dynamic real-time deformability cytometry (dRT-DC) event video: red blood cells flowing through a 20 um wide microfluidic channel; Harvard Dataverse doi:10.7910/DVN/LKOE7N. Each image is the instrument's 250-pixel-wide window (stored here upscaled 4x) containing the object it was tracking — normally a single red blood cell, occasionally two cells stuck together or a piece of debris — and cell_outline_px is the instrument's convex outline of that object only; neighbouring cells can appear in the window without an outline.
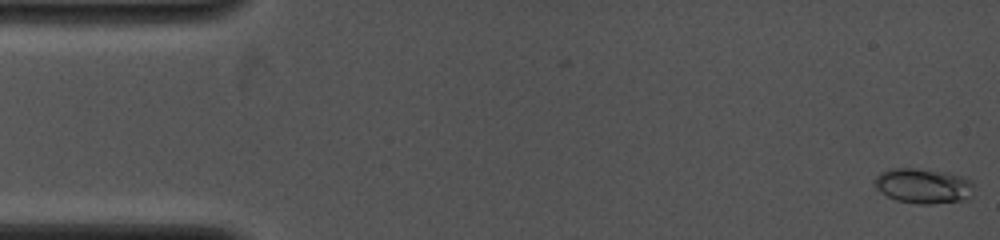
{"species": "common noctule bat (a hibernating species)", "species_latin": "Nyctalus noctula", "temperature_condition": "cold", "stored_images_in_passage": 46, "camera_frame_rate_fps": 4000, "um_per_image_px": 0.085, "animal": {"sex": "female", "body_mass_g": 19.0, "forearm_length_mm": 53.3}, "frame": {"image": 1, "passage_image": 1, "time_ms": 0.0, "image_size_px": [1000, 240], "cell_outline_px": [[972, 196], [968, 200], [932, 204], [916, 204], [896, 200], [880, 192], [876, 188], [872, 180], [880, 172], [888, 168], [916, 168], [948, 172], [964, 176], [972, 180]], "centroid_in_image_um": [78.48, 15.79], "position_along_channel_um": 6.5, "area_um2": 20.81}}
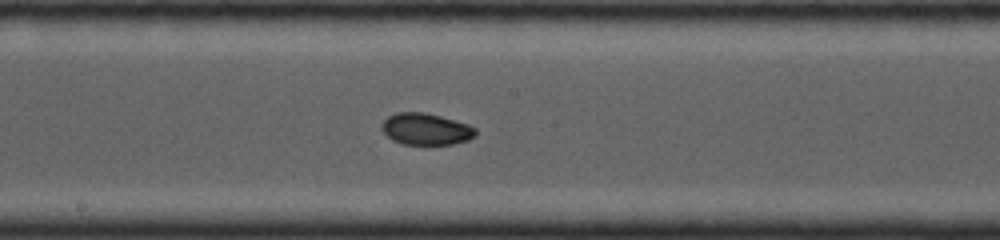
{"frame": {"image": 2, "passage_image": 25, "time_ms": 7.75, "image_size_px": [1000, 240], "cell_outline_px": [[476, 136], [468, 140], [452, 144], [404, 144], [392, 140], [380, 128], [380, 124], [388, 116], [396, 112], [424, 112], [440, 116], [468, 124], [476, 128]], "centroid_in_image_um": [36.19, 10.96], "position_along_channel_um": 212.0, "area_um2": 17.34}}
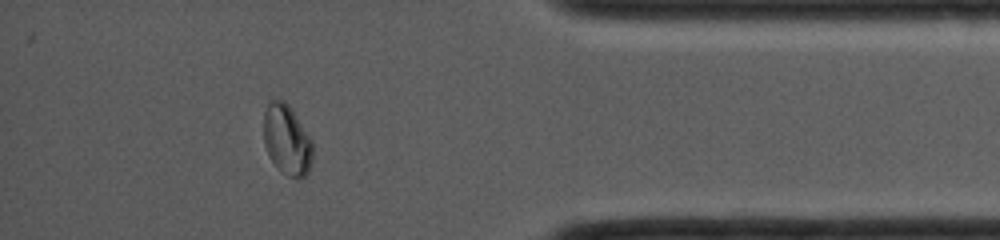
{"frame": {"image": 3, "passage_image": 41, "time_ms": 12.75, "image_size_px": [1000, 240], "cell_outline_px": [[312, 160], [308, 172], [300, 180], [288, 176], [280, 172], [268, 156], [264, 144], [264, 112], [268, 104], [272, 100], [284, 100], [288, 104], [312, 140]], "centroid_in_image_um": [24.38, 11.93], "position_along_channel_um": 410.8, "area_um2": 20.17}}